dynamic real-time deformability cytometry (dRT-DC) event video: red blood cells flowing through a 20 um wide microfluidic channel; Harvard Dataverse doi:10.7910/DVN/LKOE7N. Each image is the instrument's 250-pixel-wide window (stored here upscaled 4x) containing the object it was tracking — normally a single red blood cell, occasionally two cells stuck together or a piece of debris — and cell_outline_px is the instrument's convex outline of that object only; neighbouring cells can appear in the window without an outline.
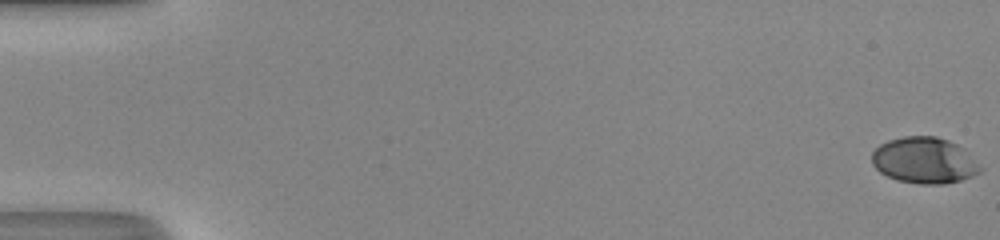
{"species": "human", "species_latin": "Homo sapiens", "temperature_condition": "room temperature", "stored_images_in_passage": 52, "camera_frame_rate_fps": 3000, "um_per_image_px": 0.085, "donor": {"sex": "male"}, "frame": {"image": 1, "passage_image": 1, "time_ms": 0.0, "image_size_px": [1000, 240], "cell_outline_px": [[984, 168], [980, 172], [972, 176], [960, 180], [944, 184], [920, 184], [896, 180], [880, 172], [872, 164], [872, 152], [880, 144], [888, 140], [904, 136], [936, 136], [948, 140], [964, 148]], "centroid_in_image_um": [78.58, 13.63], "position_along_channel_um": 6.4, "area_um2": 29.36}}
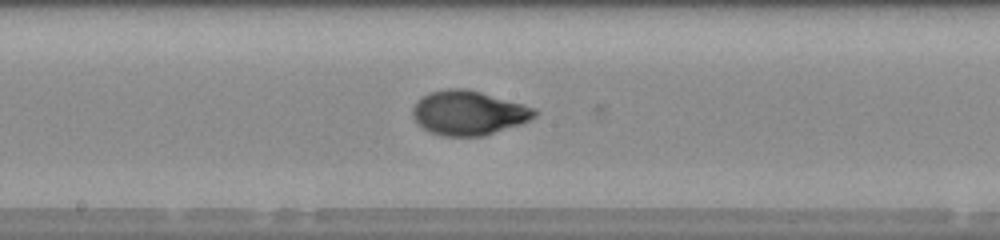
{"frame": {"image": 2, "passage_image": 29, "time_ms": 9.333, "image_size_px": [1000, 240], "cell_outline_px": [[536, 116], [520, 124], [484, 136], [444, 136], [432, 132], [424, 128], [412, 116], [412, 108], [428, 92], [444, 88], [468, 88], [536, 108]], "centroid_in_image_um": [39.83, 9.58], "position_along_channel_um": 208.4, "area_um2": 31.33}}
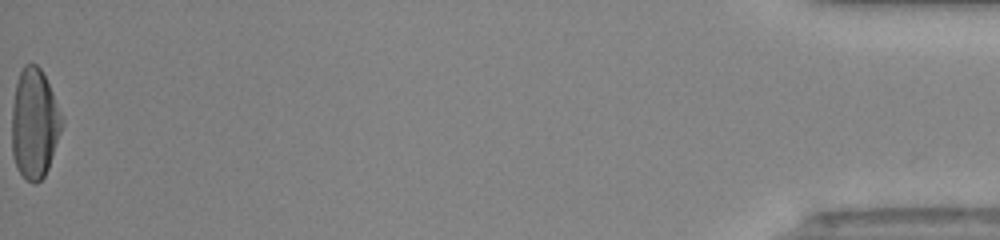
{"frame": {"image": 3, "passage_image": 52, "time_ms": 17.0, "image_size_px": [1000, 240], "cell_outline_px": [[64, 124], [48, 168], [44, 176], [36, 184], [32, 184], [16, 168], [12, 156], [12, 108], [16, 84], [20, 72], [24, 64], [36, 64], [40, 68], [52, 92], [64, 120]], "centroid_in_image_um": [2.93, 10.53], "position_along_channel_um": 432.3, "area_um2": 32.02}, "authors_computed_cell_mechanics": {"area_um2": 30.4317, "velocity_mm_per_s": 4.2238, "shape_relaxation_time_tau1_ms": 4.7507, "shape_relaxation_time_tau2_ms": 0.5298, "deformation_change_tau1": 0.2076, "deformation_change_tau2": 0.0449}}